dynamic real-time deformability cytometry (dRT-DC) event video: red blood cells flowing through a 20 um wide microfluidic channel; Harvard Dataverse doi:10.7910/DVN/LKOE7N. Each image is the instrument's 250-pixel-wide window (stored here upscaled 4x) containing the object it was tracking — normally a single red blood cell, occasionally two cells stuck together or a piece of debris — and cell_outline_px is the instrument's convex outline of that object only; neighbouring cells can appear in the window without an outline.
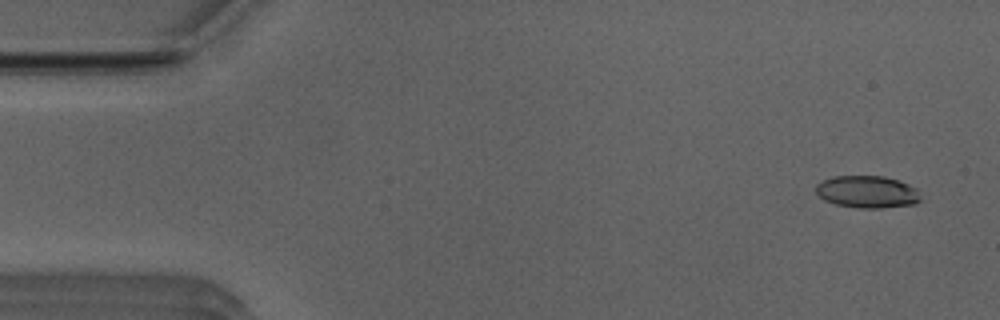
{"species": "Egyptian fruit bat (a non-hibernating species)", "species_latin": "Rousettus aegyptiacus", "temperature_condition": "room temperature", "stored_images_in_passage": 47, "camera_frame_rate_fps": 3000, "um_per_image_px": 0.085, "animal": {"sex": "male"}, "frame": {"image": 1, "passage_image": 3, "time_ms": 0.667, "image_size_px": [1000, 320], "cell_outline_px": [[920, 200], [916, 204], [880, 208], [860, 208], [836, 204], [824, 200], [816, 192], [816, 184], [832, 176], [884, 176], [900, 180], [916, 188], [920, 196]], "centroid_in_image_um": [73.73, 16.3], "position_along_channel_um": 11.3, "area_um2": 19.71}}
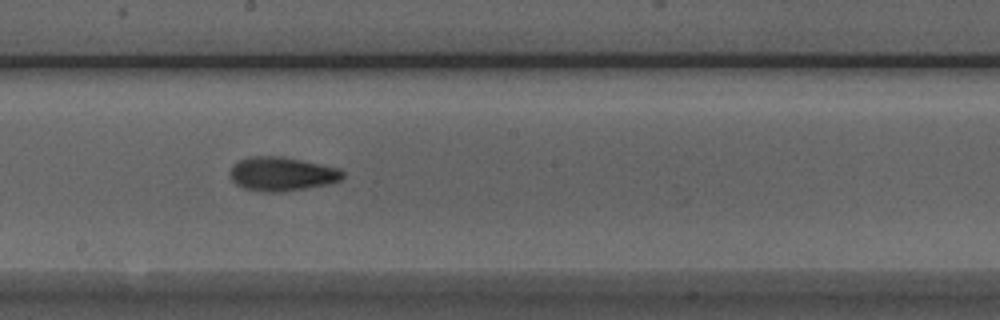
{"frame": {"image": 2, "passage_image": 28, "time_ms": 9.0, "image_size_px": [1000, 320], "cell_outline_px": [[344, 176], [340, 180], [332, 184], [280, 192], [264, 192], [244, 188], [236, 184], [232, 180], [232, 168], [240, 160], [252, 156], [276, 156], [300, 160], [340, 168], [344, 172]], "centroid_in_image_um": [24.02, 14.8], "position_along_channel_um": 224.2, "area_um2": 22.02}}
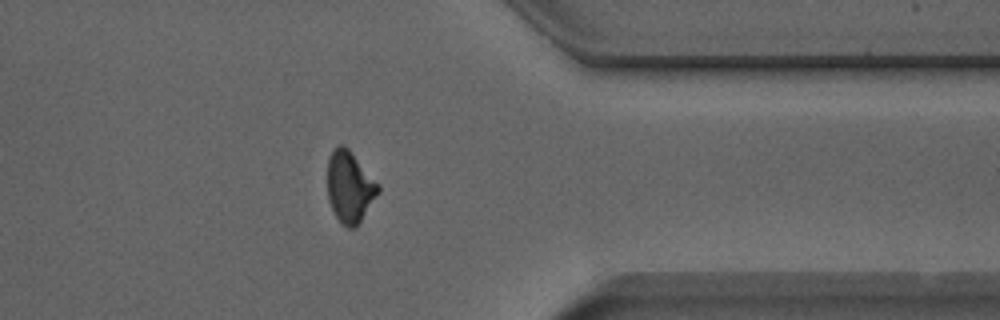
{"frame": {"image": 3, "passage_image": 41, "time_ms": 13.333, "image_size_px": [1000, 320], "cell_outline_px": [[380, 192], [356, 228], [348, 228], [340, 224], [328, 200], [328, 160], [332, 152], [340, 144], [344, 144], [348, 148], [380, 184]], "centroid_in_image_um": [29.75, 15.91], "position_along_channel_um": 381.6, "area_um2": 21.21}, "authors_computed_cell_mechanics": {"area_um2": 20.8658, "velocity_mm_per_s": 3.9475, "shape_relaxation_time_tau1_ms": 4.8767, "shape_relaxation_time_tau2_ms": 2.9222, "deformation_change_tau1": 0.1571, "deformation_change_tau2": 0.0907}}